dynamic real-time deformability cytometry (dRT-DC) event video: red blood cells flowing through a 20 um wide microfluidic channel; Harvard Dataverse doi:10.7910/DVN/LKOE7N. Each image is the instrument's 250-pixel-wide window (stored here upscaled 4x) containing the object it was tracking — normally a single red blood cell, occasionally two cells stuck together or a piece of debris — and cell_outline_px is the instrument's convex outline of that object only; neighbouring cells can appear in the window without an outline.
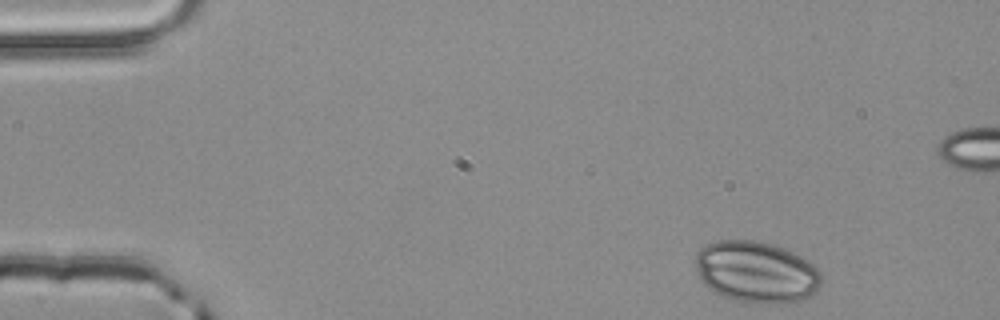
{"species": "common noctule bat (a hibernating species)", "species_latin": "Nyctalus noctula", "temperature_condition": "room temperature", "stored_images_in_passage": 49, "segment_of_instrument_passage": [1, 2], "camera_frame_rate_fps": 3000, "um_per_image_px": 0.085, "animal": {"sex": "male", "body_mass_g": 20.4}, "frame": {"image": 1, "passage_image": 1, "time_ms": 0.0, "image_size_px": [1000, 320], "cell_outline_px": [[820, 284], [816, 292], [812, 296], [804, 300], [784, 304], [760, 304], [736, 300], [712, 292], [700, 280], [696, 268], [696, 252], [700, 248], [716, 240], [756, 240], [772, 244], [784, 248], [808, 260], [820, 272]], "centroid_in_image_um": [64.28, 23.14], "position_along_channel_um": 20.7, "area_um2": 45.6}}
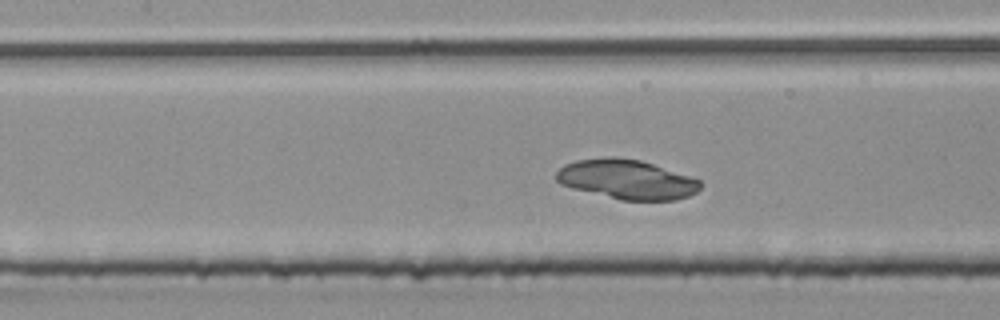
{"frame": {"image": 2, "passage_image": 19, "time_ms": 6.0, "image_size_px": [1000, 320], "cell_outline_px": [[704, 184], [696, 192], [688, 196], [676, 200], [620, 200], [572, 188], [560, 184], [556, 180], [556, 172], [564, 164], [576, 160], [604, 156], [616, 156], [640, 160], [700, 180]], "centroid_in_image_um": [53.24, 15.24], "position_along_channel_um": 154.2, "area_um2": 33.23}}
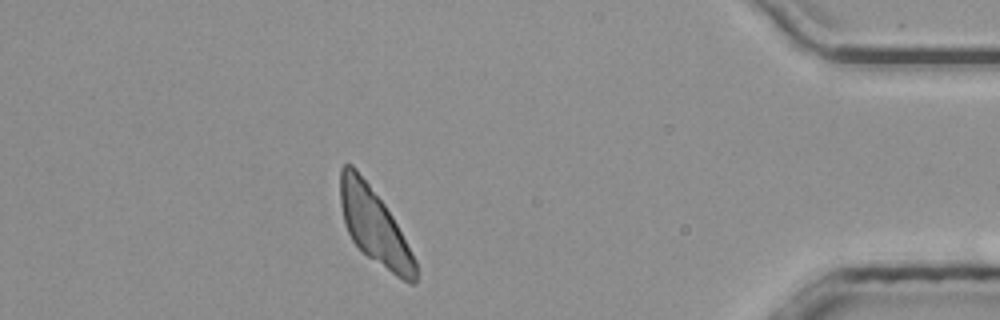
{"frame": {"image": 3, "passage_image": 42, "time_ms": 13.667, "image_size_px": [1000, 320], "cell_outline_px": [[416, 284], [408, 284], [360, 252], [352, 240], [344, 224], [340, 204], [340, 168], [344, 164], [352, 164], [356, 168], [384, 204], [392, 216], [416, 260]], "centroid_in_image_um": [31.8, 19.24], "position_along_channel_um": 403.4, "area_um2": 33.06}}